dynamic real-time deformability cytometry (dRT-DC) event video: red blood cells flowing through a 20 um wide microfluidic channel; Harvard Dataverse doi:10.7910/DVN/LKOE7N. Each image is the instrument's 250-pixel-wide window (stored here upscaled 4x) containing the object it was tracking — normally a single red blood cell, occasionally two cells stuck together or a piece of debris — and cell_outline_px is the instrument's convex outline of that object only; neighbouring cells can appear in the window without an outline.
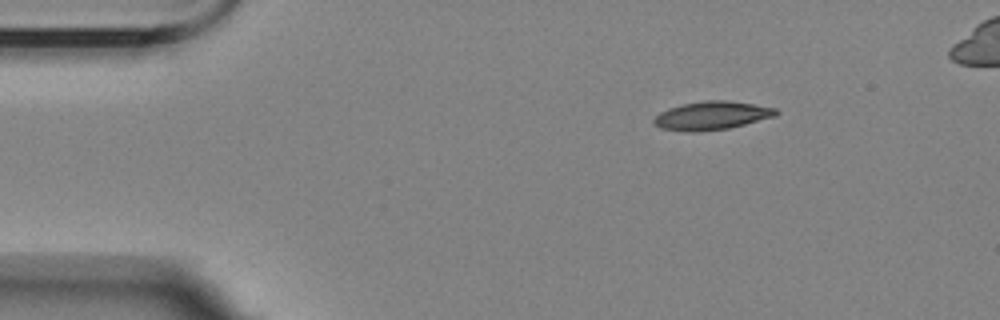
{"species": "Egyptian fruit bat (a non-hibernating species)", "species_latin": "Rousettus aegyptiacus", "temperature_condition": "room temperature", "stored_images_in_passage": 3, "camera_frame_rate_fps": 3000, "um_per_image_px": 0.085, "animal": {"sex": "female"}, "frame": {"image": 1, "passage_image": 1, "time_ms": 0.0, "image_size_px": [1000, 320], "cell_outline_px": [[780, 112], [776, 116], [728, 128], [696, 132], [688, 132], [660, 128], [652, 120], [660, 112], [668, 108], [684, 104], [704, 100], [728, 100], [776, 108]], "centroid_in_image_um": [60.5, 9.82], "position_along_channel_um": 24.5, "area_um2": 20.11}}